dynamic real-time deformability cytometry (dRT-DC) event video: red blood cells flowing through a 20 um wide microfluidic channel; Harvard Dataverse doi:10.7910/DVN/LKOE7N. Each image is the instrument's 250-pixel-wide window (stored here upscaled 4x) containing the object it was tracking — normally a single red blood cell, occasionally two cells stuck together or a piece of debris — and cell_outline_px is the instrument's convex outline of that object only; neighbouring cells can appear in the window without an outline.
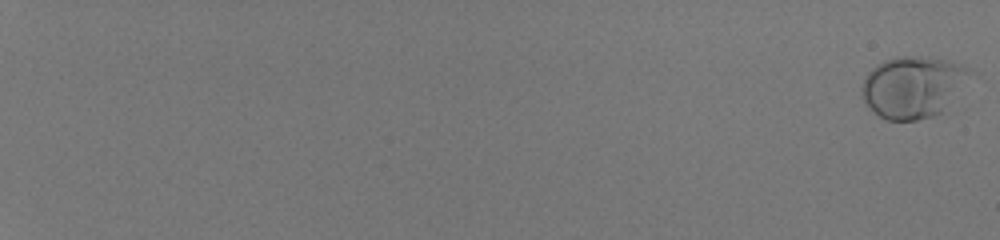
{"species": "human", "species_latin": "Homo sapiens", "temperature_condition": "room temperature", "stored_images_in_passage": 57, "camera_frame_rate_fps": 3000, "um_per_image_px": 0.085, "donor": {"sex": "male"}, "frame": {"image": 1, "passage_image": 1, "time_ms": 0.0, "image_size_px": [1000, 240], "cell_outline_px": [[972, 68], [940, 112], [932, 116], [916, 120], [888, 120], [880, 116], [864, 104], [860, 92], [864, 80], [868, 72], [872, 68], [884, 60], [896, 56], [928, 56], [944, 60]], "centroid_in_image_um": [77.47, 7.37], "position_along_channel_um": 7.5, "area_um2": 37.8}}
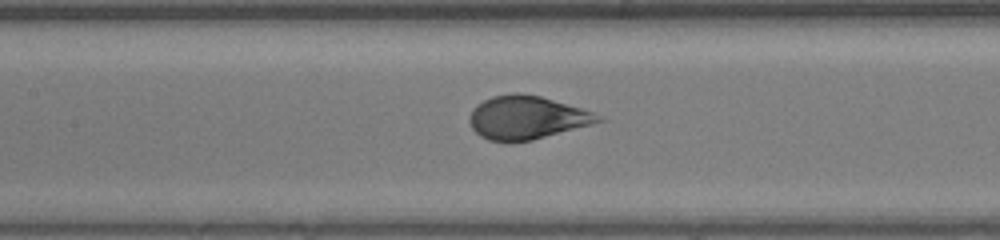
{"frame": {"image": 2, "passage_image": 34, "time_ms": 11.0, "image_size_px": [1000, 240], "cell_outline_px": [[608, 120], [532, 140], [488, 140], [480, 136], [472, 128], [468, 120], [468, 116], [472, 108], [476, 104], [492, 96], [516, 92], [520, 92], [540, 96], [580, 108], [592, 112]], "centroid_in_image_um": [44.75, 9.97], "position_along_channel_um": 162.6, "area_um2": 32.25}}
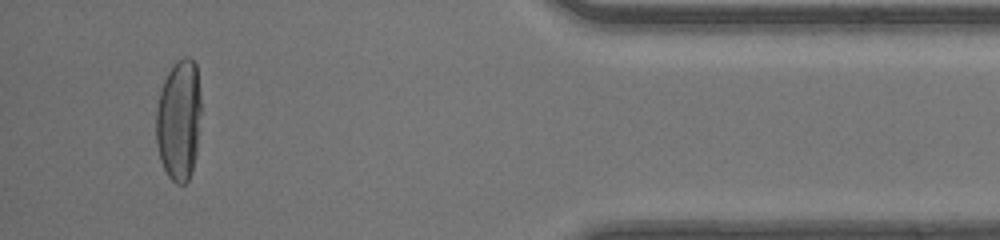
{"frame": {"image": 3, "passage_image": 55, "time_ms": 18.0, "image_size_px": [1000, 240], "cell_outline_px": [[200, 112], [196, 152], [192, 172], [188, 180], [184, 184], [176, 184], [168, 176], [160, 160], [156, 144], [156, 108], [160, 92], [164, 80], [172, 64], [176, 60], [184, 56], [188, 56], [196, 64], [200, 92]], "centroid_in_image_um": [15.19, 10.19], "position_along_channel_um": 420.0, "area_um2": 31.96}, "authors_computed_cell_mechanics": {"area_um2": 32.8882, "velocity_mm_per_s": 4.168, "shape_relaxation_time_tau1_ms": 6.6718, "shape_relaxation_time_tau2_ms": null, "deformation_change_tau1": 0.2888, "deformation_change_tau2": null}}